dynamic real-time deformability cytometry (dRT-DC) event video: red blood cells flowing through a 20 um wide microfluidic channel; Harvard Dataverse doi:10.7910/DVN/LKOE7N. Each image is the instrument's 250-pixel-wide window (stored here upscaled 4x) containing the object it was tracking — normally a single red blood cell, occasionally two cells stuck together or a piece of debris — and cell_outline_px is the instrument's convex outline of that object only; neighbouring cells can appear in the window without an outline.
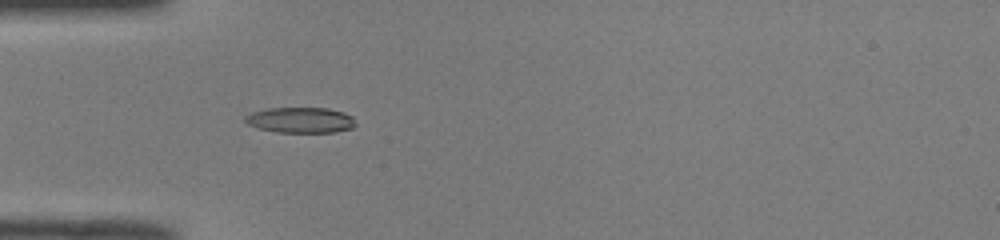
{"species": "common noctule bat (a hibernating species)", "species_latin": "Nyctalus noctula", "temperature_condition": "room temperature", "stored_images_in_passage": 40, "camera_frame_rate_fps": 3000, "um_per_image_px": 0.085, "animal": {"sex": "male", "body_mass_g": 19.0, "forearm_length_mm": 50.8}, "frame": {"image": 1, "passage_image": 5, "time_ms": 1.333, "image_size_px": [1000, 240], "cell_outline_px": [[356, 124], [352, 128], [336, 132], [276, 132], [256, 128], [248, 124], [244, 120], [244, 116], [252, 112], [268, 108], [328, 108], [344, 112], [352, 116]], "centroid_in_image_um": [25.53, 10.2], "position_along_channel_um": 59.5, "area_um2": 16.59}}
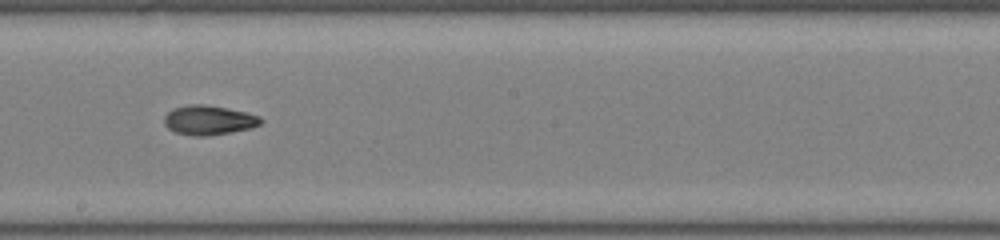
{"frame": {"image": 2, "passage_image": 18, "time_ms": 5.667, "image_size_px": [1000, 240], "cell_outline_px": [[264, 120], [260, 124], [252, 128], [204, 136], [192, 136], [176, 132], [168, 128], [164, 124], [164, 116], [172, 108], [188, 104], [204, 104], [228, 108], [248, 112], [260, 116]], "centroid_in_image_um": [17.75, 10.19], "position_along_channel_um": 230.5, "area_um2": 16.7}}
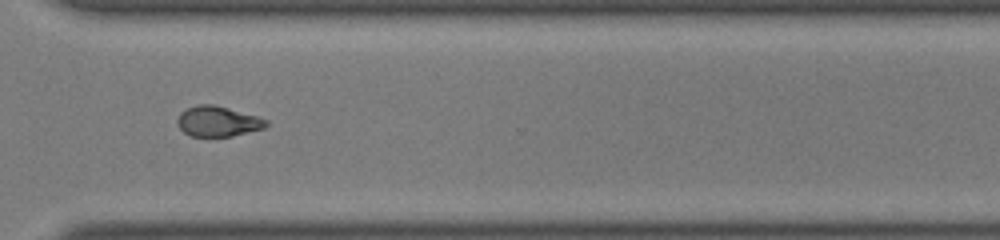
{"frame": {"image": 3, "passage_image": 27, "time_ms": 8.667, "image_size_px": [1000, 240], "cell_outline_px": [[268, 124], [264, 128], [232, 136], [188, 136], [180, 128], [176, 120], [180, 112], [196, 104], [212, 104], [228, 108], [256, 116], [268, 120]], "centroid_in_image_um": [18.49, 10.31], "position_along_channel_um": 352.1, "area_um2": 15.61}, "authors_computed_cell_mechanics": {"area_um2": 16.2129, "velocity_mm_per_s": 4.0308, "shape_relaxation_time_tau1_ms": 6.8142, "shape_relaxation_time_tau2_ms": 5.8088, "deformation_change_tau1": 0.2086, "deformation_change_tau2": 0.1267}}